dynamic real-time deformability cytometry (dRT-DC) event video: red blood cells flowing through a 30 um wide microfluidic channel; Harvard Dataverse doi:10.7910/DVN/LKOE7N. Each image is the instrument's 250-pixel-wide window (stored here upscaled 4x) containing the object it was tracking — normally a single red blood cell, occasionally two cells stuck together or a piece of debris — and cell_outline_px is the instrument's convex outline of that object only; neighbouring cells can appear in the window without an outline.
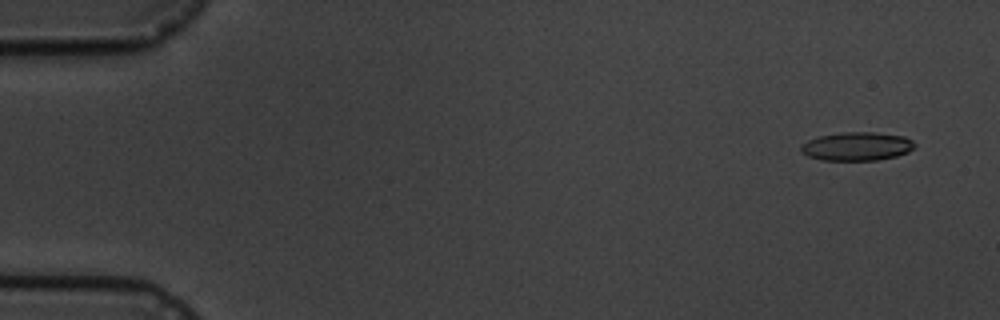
{"species": "common noctule bat (a hibernating species)", "species_latin": "Nyctalus noctula", "temperature_condition": "cold", "stored_images_in_passage": 5, "camera_frame_rate_fps": 3000, "um_per_image_px": 0.085, "animal": {"sex": "male", "body_mass_g": 19.5, "forearm_length_mm": 54.6}, "frame": {"image": 1, "passage_image": 2, "time_ms": 1.0, "image_size_px": [1000, 320], "cell_outline_px": [[916, 144], [908, 152], [896, 156], [876, 160], [820, 160], [808, 156], [800, 152], [800, 144], [816, 136], [840, 132], [872, 132], [904, 136], [912, 140]], "centroid_in_image_um": [72.78, 12.43], "position_along_channel_um": 12.2, "area_um2": 19.07}}
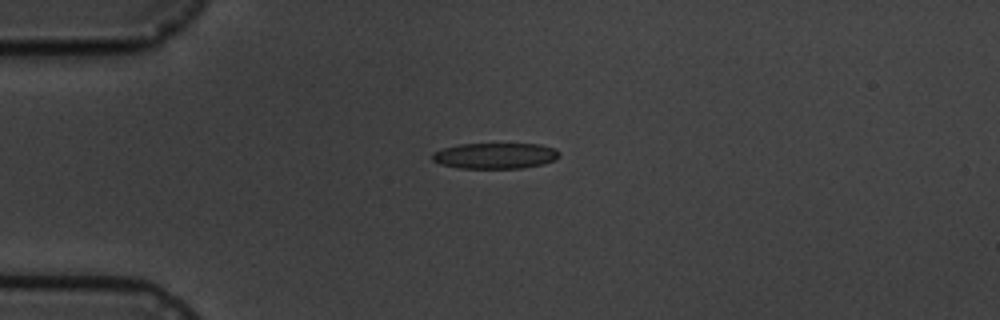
{"frame": {"image": 2, "passage_image": 5, "time_ms": 4.667, "image_size_px": [1000, 320], "cell_outline_px": [[560, 156], [556, 160], [544, 164], [520, 168], [456, 168], [440, 164], [432, 160], [432, 152], [444, 148], [460, 144], [540, 144], [556, 148], [560, 152]], "centroid_in_image_um": [42.12, 13.24], "position_along_channel_um": 42.9, "area_um2": 19.31}}